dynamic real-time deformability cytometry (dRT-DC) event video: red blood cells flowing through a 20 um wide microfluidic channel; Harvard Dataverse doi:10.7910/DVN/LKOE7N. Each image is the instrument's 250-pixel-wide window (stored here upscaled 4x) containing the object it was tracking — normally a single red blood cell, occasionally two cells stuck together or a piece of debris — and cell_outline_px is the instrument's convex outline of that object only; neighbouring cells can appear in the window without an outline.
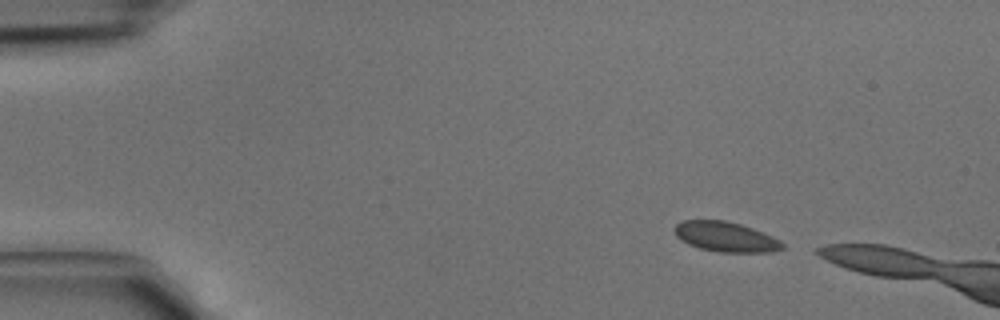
{"species": "common noctule bat (a hibernating species)", "species_latin": "Nyctalus noctula", "temperature_condition": "cold", "stored_images_in_passage": 2, "camera_frame_rate_fps": 3000, "um_per_image_px": 0.085, "animal": {"sex": "male", "body_mass_g": 15.6}, "frame": {"image": 1, "passage_image": 1, "time_ms": 0.0, "image_size_px": [1000, 320], "cell_outline_px": [[784, 248], [772, 252], [720, 252], [700, 248], [688, 244], [680, 240], [676, 236], [672, 228], [680, 220], [724, 220], [740, 224], [764, 232], [780, 240], [784, 244]], "centroid_in_image_um": [61.66, 20.12], "position_along_channel_um": 23.3, "area_um2": 19.02}}